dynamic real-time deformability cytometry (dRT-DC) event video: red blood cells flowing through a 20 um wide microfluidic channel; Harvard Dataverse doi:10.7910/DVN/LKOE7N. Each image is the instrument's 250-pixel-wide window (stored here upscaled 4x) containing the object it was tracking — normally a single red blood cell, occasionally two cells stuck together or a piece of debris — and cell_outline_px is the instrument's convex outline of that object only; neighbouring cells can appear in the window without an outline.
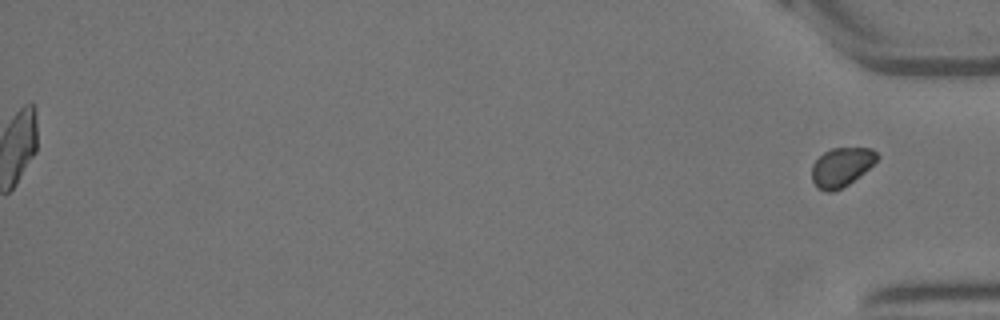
{"species": "Egyptian fruit bat (a non-hibernating species)", "species_latin": "Rousettus aegyptiacus", "temperature_condition": "warm", "stored_images_in_passage": 58, "segment_of_instrument_passage": [2, 2], "camera_frame_rate_fps": 3000, "um_per_image_px": 0.085, "animal": {"sex": "female"}, "frame": {"image": 1, "passage_image": 58, "time_ms": 19.0, "image_size_px": [1000, 320], "cell_outline_px": [[880, 156], [864, 172], [848, 184], [832, 192], [824, 192], [816, 188], [812, 180], [812, 164], [824, 152], [832, 148], [872, 148]], "centroid_in_image_um": [71.49, 14.2], "position_along_channel_um": 363.7, "area_um2": 14.74}}